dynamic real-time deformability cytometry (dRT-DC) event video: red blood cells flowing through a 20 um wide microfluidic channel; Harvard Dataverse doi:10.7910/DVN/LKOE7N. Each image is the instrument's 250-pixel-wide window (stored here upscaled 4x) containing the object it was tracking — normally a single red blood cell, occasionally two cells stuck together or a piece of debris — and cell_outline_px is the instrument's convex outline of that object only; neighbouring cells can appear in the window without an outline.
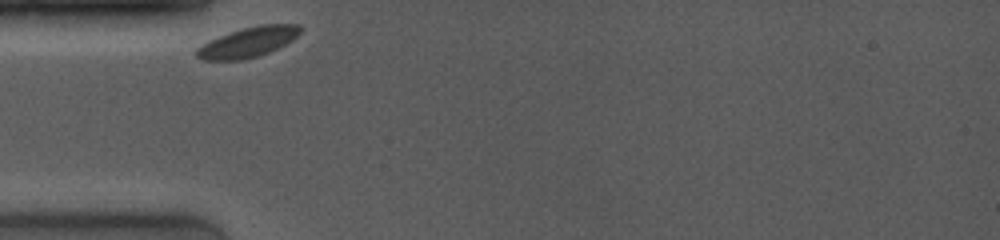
{"species": "common noctule bat (a hibernating species)", "species_latin": "Nyctalus noctula", "temperature_condition": "room temperature", "stored_images_in_passage": 2, "camera_frame_rate_fps": 4000, "um_per_image_px": 0.085, "animal": {"sex": "female", "body_mass_g": 19.0, "forearm_length_mm": 53.3}, "frame": {"image": 1, "passage_image": 1, "time_ms": 0.0, "image_size_px": [1000, 240], "cell_outline_px": [[304, 28], [292, 40], [268, 52], [244, 60], [204, 60], [196, 56], [196, 48], [208, 40], [228, 32], [260, 24], [300, 24]], "centroid_in_image_um": [21.07, 3.57], "position_along_channel_um": 63.9, "area_um2": 18.15}}